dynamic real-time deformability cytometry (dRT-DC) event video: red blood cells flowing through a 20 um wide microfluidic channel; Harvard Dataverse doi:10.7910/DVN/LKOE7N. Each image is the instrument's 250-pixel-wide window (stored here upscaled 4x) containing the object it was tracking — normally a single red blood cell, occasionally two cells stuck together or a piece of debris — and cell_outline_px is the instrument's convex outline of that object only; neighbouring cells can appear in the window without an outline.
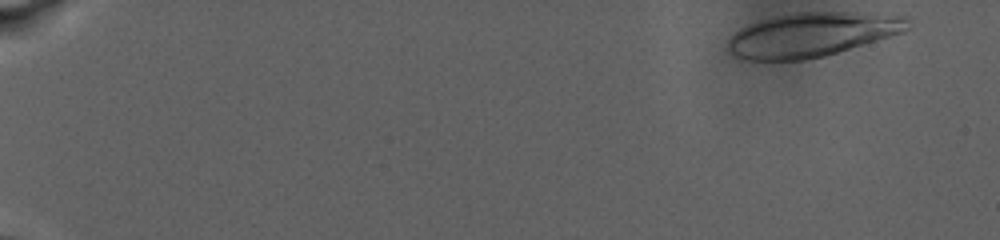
{"species": "human", "species_latin": "Homo sapiens", "temperature_condition": "warm", "stored_images_in_passage": 15, "camera_frame_rate_fps": 3000, "um_per_image_px": 0.085, "donor": {"sex": "male"}, "frame": {"image": 1, "passage_image": 1, "time_ms": 0.0, "image_size_px": [1000, 240], "cell_outline_px": [[908, 28], [904, 32], [824, 56], [804, 60], [740, 60], [728, 52], [728, 40], [740, 28], [748, 24], [760, 20], [776, 16], [800, 12], [856, 12], [908, 16]], "centroid_in_image_um": [68.99, 2.95], "position_along_channel_um": 16.0, "area_um2": 46.3}}
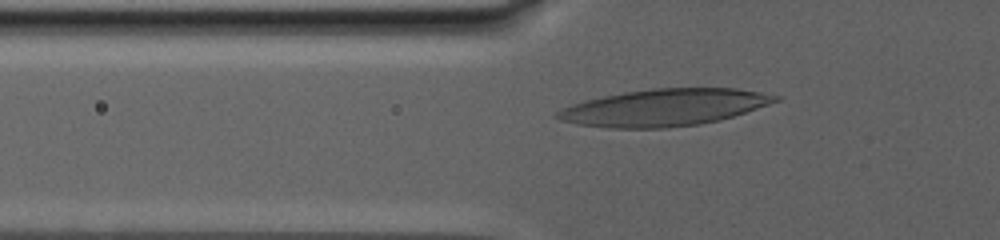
{"frame": {"image": 2, "passage_image": 13, "time_ms": 9.333, "image_size_px": [1000, 240], "cell_outline_px": [[784, 96], [780, 100], [720, 120], [700, 124], [668, 128], [612, 128], [576, 124], [560, 120], [556, 116], [556, 112], [560, 108], [584, 100], [624, 92], [652, 88], [736, 88]], "centroid_in_image_um": [56.45, 9.13], "position_along_channel_um": 69.4, "area_um2": 46.88}}